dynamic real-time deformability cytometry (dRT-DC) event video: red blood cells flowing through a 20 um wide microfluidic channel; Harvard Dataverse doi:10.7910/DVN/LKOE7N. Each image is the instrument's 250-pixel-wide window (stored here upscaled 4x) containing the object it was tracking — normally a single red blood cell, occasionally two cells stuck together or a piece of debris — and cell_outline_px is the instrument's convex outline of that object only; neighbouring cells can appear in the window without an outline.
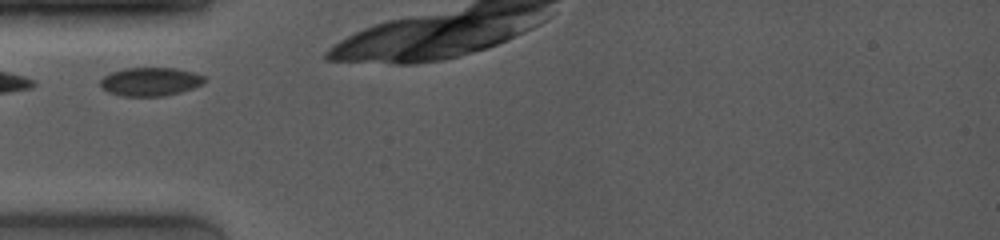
{"species": "common noctule bat (a hibernating species)", "species_latin": "Nyctalus noctula", "temperature_condition": "room temperature", "stored_images_in_passage": 23, "camera_frame_rate_fps": 4000, "um_per_image_px": 0.085, "animal": {"sex": "female", "body_mass_g": 19.0, "forearm_length_mm": 53.3}, "frame": {"image": 1, "passage_image": 1, "time_ms": 0.0, "image_size_px": [1000, 240], "cell_outline_px": [[208, 80], [192, 88], [180, 92], [164, 96], [120, 96], [108, 92], [100, 88], [100, 80], [104, 76], [112, 72], [124, 68], [176, 68], [192, 72], [204, 76]], "centroid_in_image_um": [12.75, 6.94], "position_along_channel_um": 72.3, "area_um2": 17.34}}